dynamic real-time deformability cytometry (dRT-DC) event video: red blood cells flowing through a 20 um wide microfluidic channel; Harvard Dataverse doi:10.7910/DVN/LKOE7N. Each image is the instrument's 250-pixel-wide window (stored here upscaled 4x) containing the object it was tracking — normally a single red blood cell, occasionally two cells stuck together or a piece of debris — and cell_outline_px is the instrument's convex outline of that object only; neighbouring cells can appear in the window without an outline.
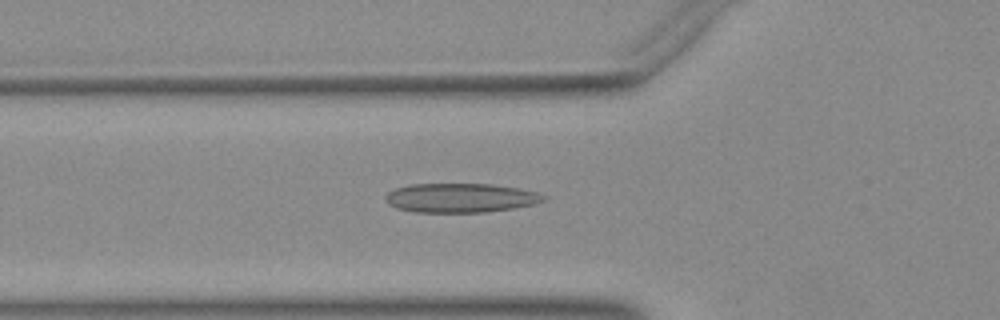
{"species": "Egyptian fruit bat (a non-hibernating species)", "species_latin": "Rousettus aegyptiacus", "temperature_condition": "warm", "stored_images_in_passage": 41, "camera_frame_rate_fps": 3000, "um_per_image_px": 0.085, "animal": {"sex": "female"}, "frame": {"image": 1, "passage_image": 8, "time_ms": 2.333, "image_size_px": [1000, 320], "cell_outline_px": [[548, 200], [532, 204], [512, 208], [484, 212], [416, 212], [396, 208], [388, 204], [384, 200], [384, 196], [388, 192], [396, 188], [412, 184], [492, 184], [516, 188], [536, 192], [548, 196]], "centroid_in_image_um": [39.13, 16.82], "position_along_channel_um": 86.7, "area_um2": 26.88}}
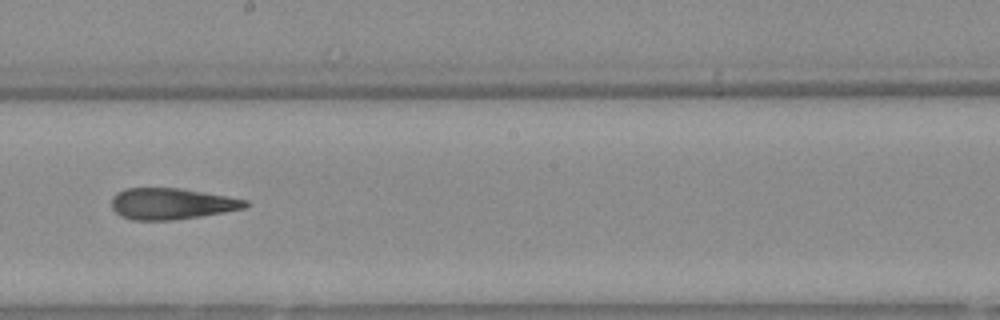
{"frame": {"image": 2, "passage_image": 19, "time_ms": 6.0, "image_size_px": [1000, 320], "cell_outline_px": [[252, 204], [244, 208], [200, 216], [172, 220], [132, 220], [120, 216], [112, 208], [112, 196], [116, 192], [124, 188], [180, 188], [248, 200]], "centroid_in_image_um": [14.55, 17.31], "position_along_channel_um": 233.6, "area_um2": 24.33}}
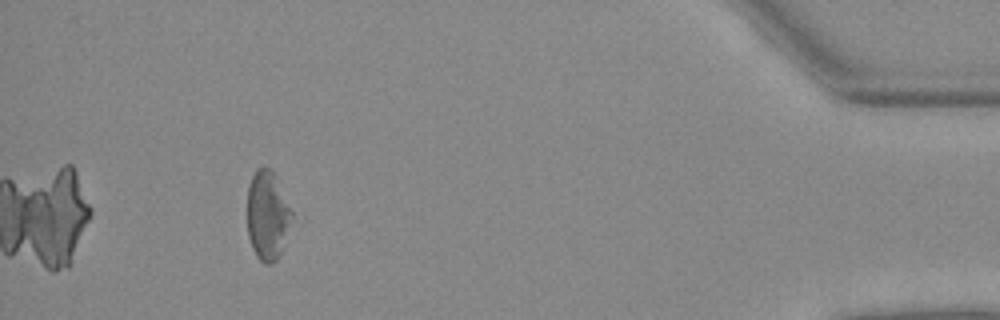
{"frame": {"image": 3, "passage_image": 37, "time_ms": 12.0, "image_size_px": [1000, 320], "cell_outline_px": [[292, 220], [280, 256], [272, 264], [264, 264], [256, 256], [252, 248], [248, 236], [248, 184], [256, 168], [264, 164], [272, 168], [276, 176], [292, 212]], "centroid_in_image_um": [22.73, 18.29], "position_along_channel_um": 412.5, "area_um2": 23.47}}